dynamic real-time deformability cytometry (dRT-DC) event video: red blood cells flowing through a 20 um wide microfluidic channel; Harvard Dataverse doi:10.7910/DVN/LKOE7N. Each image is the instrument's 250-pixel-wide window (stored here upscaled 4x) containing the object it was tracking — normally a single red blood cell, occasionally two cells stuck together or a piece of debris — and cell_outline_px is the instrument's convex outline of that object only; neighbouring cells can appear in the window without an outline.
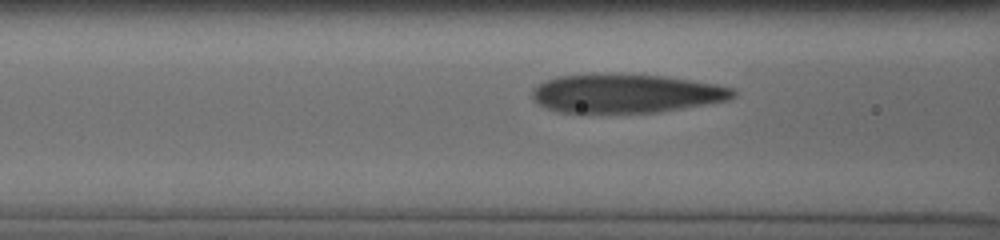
{"species": "human", "species_latin": "Homo sapiens", "temperature_condition": "cold", "stored_images_in_passage": 27, "camera_frame_rate_fps": 3000, "um_per_image_px": 0.085, "donor": {"sex": "male"}, "frame": {"image": 1, "passage_image": 7, "time_ms": 2.333, "image_size_px": [1000, 240], "cell_outline_px": [[736, 96], [732, 100], [656, 112], [560, 112], [548, 108], [540, 104], [532, 96], [532, 88], [556, 76], [664, 76], [692, 80], [716, 84], [732, 88], [736, 92]], "centroid_in_image_um": [53.3, 7.97], "position_along_channel_um": 113.3, "area_um2": 44.1}}
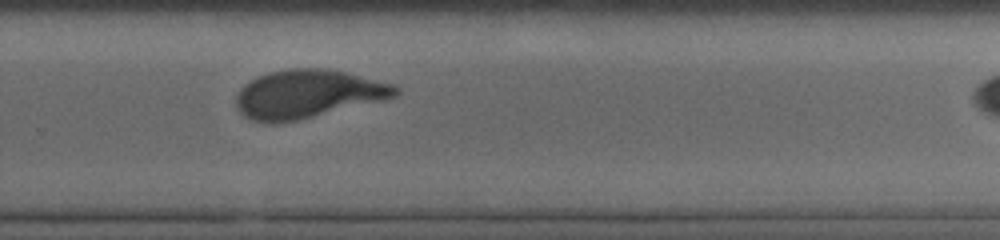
{"frame": {"image": 2, "passage_image": 20, "time_ms": 7.333, "image_size_px": [1000, 240], "cell_outline_px": [[400, 92], [396, 96], [296, 120], [276, 124], [264, 124], [252, 120], [244, 116], [236, 108], [236, 96], [240, 88], [244, 84], [268, 72], [288, 68], [328, 68], [396, 84], [400, 88]], "centroid_in_image_um": [26.12, 7.98], "position_along_channel_um": 303.7, "area_um2": 44.74}}
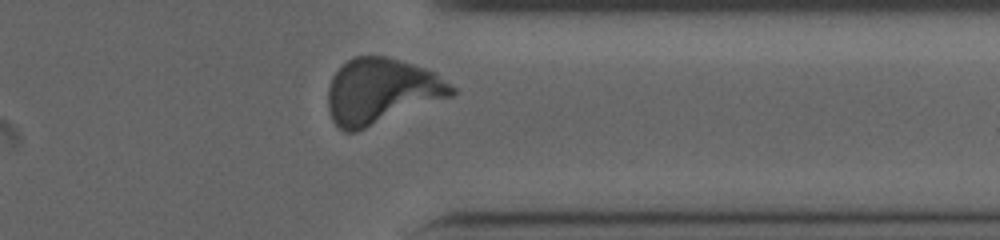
{"frame": {"image": 3, "passage_image": 25, "time_ms": 9.333, "image_size_px": [1000, 240], "cell_outline_px": [[456, 92], [452, 96], [356, 132], [344, 132], [332, 120], [328, 108], [328, 88], [332, 76], [348, 60], [356, 56], [384, 56], [400, 60], [424, 68], [432, 72], [456, 88]], "centroid_in_image_um": [32.39, 7.76], "position_along_channel_um": 379.0, "area_um2": 46.82}, "authors_computed_cell_mechanics": {"area_um2": 45.373, "velocity_mm_per_s": 3.8049, "shape_relaxation_time_tau1_ms": 4.0775, "shape_relaxation_time_tau2_ms": 0.7963, "deformation_change_tau1": 0.2, "deformation_change_tau2": 0.0718}}